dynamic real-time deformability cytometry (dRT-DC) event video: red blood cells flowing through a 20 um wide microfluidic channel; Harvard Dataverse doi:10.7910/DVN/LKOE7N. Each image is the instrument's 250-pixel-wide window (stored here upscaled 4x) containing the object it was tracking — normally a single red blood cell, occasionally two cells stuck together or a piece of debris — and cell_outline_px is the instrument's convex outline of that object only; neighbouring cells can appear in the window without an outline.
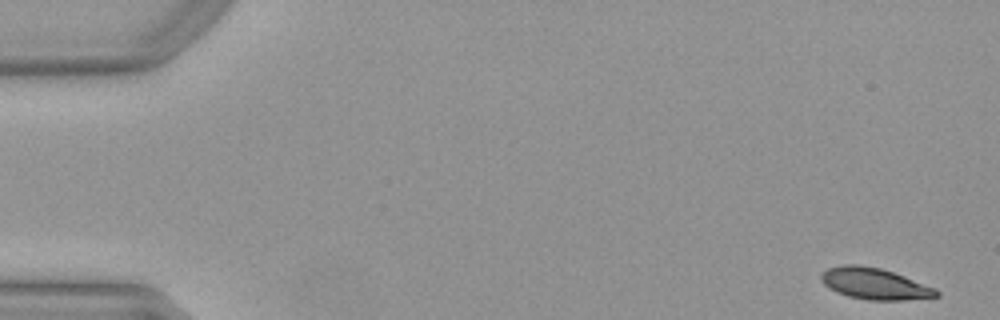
{"species": "Egyptian fruit bat (a non-hibernating species)", "species_latin": "Rousettus aegyptiacus", "temperature_condition": "warm", "stored_images_in_passage": 14, "camera_frame_rate_fps": 3000, "um_per_image_px": 0.085, "animal": {"sex": "female"}, "frame": {"image": 1, "passage_image": 1, "time_ms": 0.0, "image_size_px": [1000, 320], "cell_outline_px": [[940, 296], [904, 300], [868, 300], [848, 296], [836, 292], [824, 284], [820, 280], [820, 276], [828, 268], [844, 264], [860, 264], [880, 268], [904, 276], [936, 288], [940, 292]], "centroid_in_image_um": [74.35, 24.11], "position_along_channel_um": 10.7, "area_um2": 21.04}}
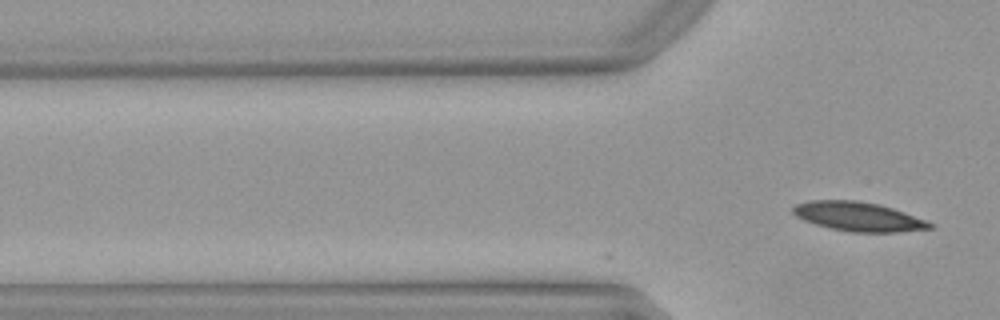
{"frame": {"image": 2, "passage_image": 14, "time_ms": 4.333, "image_size_px": [1000, 320], "cell_outline_px": [[932, 228], [900, 232], [852, 232], [832, 228], [816, 224], [804, 220], [796, 216], [792, 212], [792, 208], [796, 204], [808, 200], [856, 200], [880, 204], [928, 220], [932, 224]], "centroid_in_image_um": [72.96, 18.4], "position_along_channel_um": 52.8, "area_um2": 23.24}}